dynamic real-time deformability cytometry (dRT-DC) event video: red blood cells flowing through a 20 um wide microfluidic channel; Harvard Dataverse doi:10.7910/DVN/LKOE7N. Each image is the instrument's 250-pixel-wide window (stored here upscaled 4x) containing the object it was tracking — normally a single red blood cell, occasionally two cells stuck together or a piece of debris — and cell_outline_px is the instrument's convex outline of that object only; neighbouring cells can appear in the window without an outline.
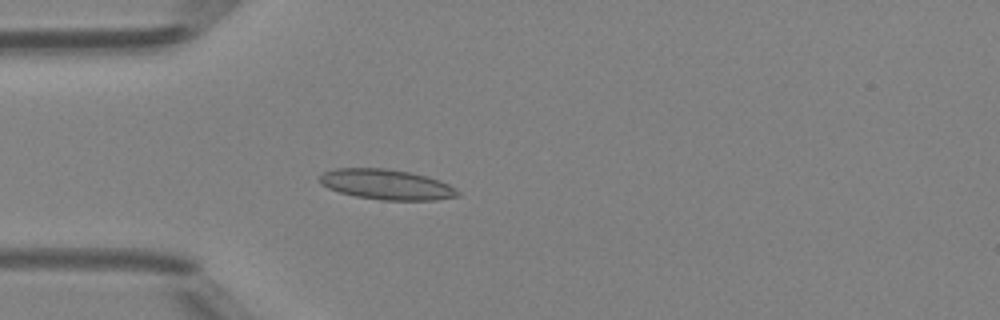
{"species": "Egyptian fruit bat (a non-hibernating species)", "species_latin": "Rousettus aegyptiacus", "temperature_condition": "room temperature", "stored_images_in_passage": 49, "camera_frame_rate_fps": 3000, "um_per_image_px": 0.085, "animal": {"sex": "female"}, "frame": {"image": 1, "passage_image": 14, "time_ms": 4.333, "image_size_px": [1000, 320], "cell_outline_px": [[460, 196], [436, 200], [380, 200], [356, 196], [340, 192], [328, 188], [320, 184], [320, 176], [324, 172], [336, 168], [384, 168], [408, 172], [428, 176], [440, 180], [456, 188], [460, 192]], "centroid_in_image_um": [32.88, 15.68], "position_along_channel_um": 52.1, "area_um2": 24.39}}
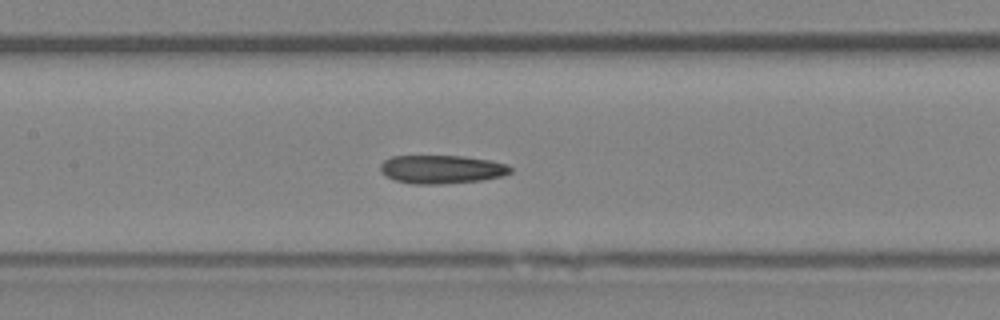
{"frame": {"image": 2, "passage_image": 23, "time_ms": 7.333, "image_size_px": [1000, 320], "cell_outline_px": [[512, 172], [504, 176], [480, 180], [440, 184], [416, 184], [396, 180], [380, 172], [380, 164], [384, 160], [392, 156], [464, 156], [492, 160], [508, 164], [512, 168]], "centroid_in_image_um": [37.58, 14.38], "position_along_channel_um": 169.8, "area_um2": 21.62}}
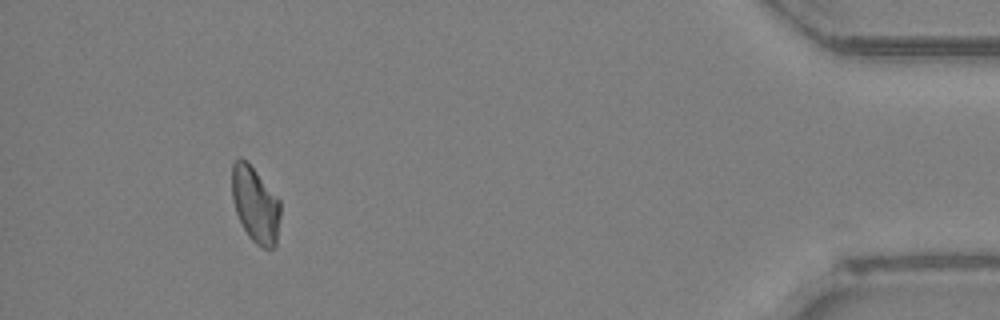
{"frame": {"image": 3, "passage_image": 45, "time_ms": 14.667, "image_size_px": [1000, 320], "cell_outline_px": [[280, 216], [276, 244], [272, 248], [264, 248], [256, 244], [248, 236], [236, 212], [232, 196], [232, 164], [236, 160], [248, 160], [280, 200]], "centroid_in_image_um": [21.71, 17.38], "position_along_channel_um": 413.5, "area_um2": 21.33}, "authors_computed_cell_mechanics": {"area_um2": 21.7906, "velocity_mm_per_s": 4.2037, "shape_relaxation_time_tau1_ms": null, "shape_relaxation_time_tau2_ms": 7.472, "deformation_change_tau1": null, "deformation_change_tau2": 0.1242}}